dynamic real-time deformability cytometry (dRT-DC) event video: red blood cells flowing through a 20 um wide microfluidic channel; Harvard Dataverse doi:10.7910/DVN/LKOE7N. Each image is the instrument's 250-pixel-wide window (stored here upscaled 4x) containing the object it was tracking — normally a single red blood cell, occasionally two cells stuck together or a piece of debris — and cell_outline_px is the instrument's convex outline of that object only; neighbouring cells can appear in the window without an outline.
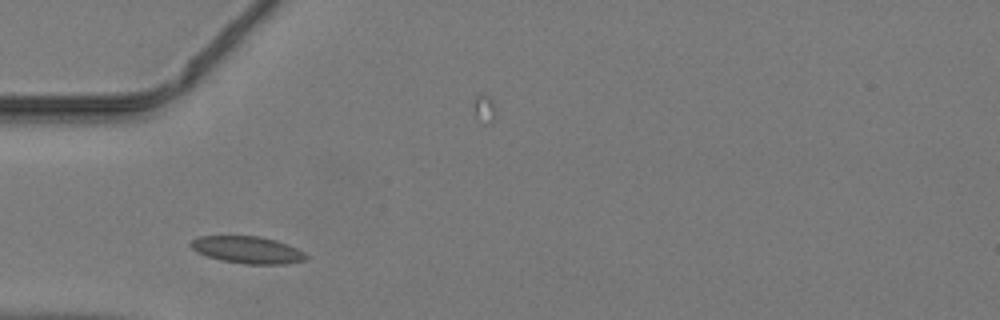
{"species": "common noctule bat (a hibernating species)", "species_latin": "Nyctalus noctula", "temperature_condition": "warm", "stored_images_in_passage": 38, "camera_frame_rate_fps": 3000, "um_per_image_px": 0.085, "animal": {"sex": "male", "body_mass_g": 19.2, "forearm_length_mm": 51.8}, "frame": {"image": 1, "passage_image": 5, "time_ms": 1.333, "image_size_px": [1000, 320], "cell_outline_px": [[308, 260], [288, 264], [244, 264], [220, 260], [196, 252], [188, 244], [192, 240], [200, 236], [260, 236], [276, 240], [288, 244], [304, 252], [308, 256]], "centroid_in_image_um": [21.07, 21.24], "position_along_channel_um": 63.9, "area_um2": 18.38}}
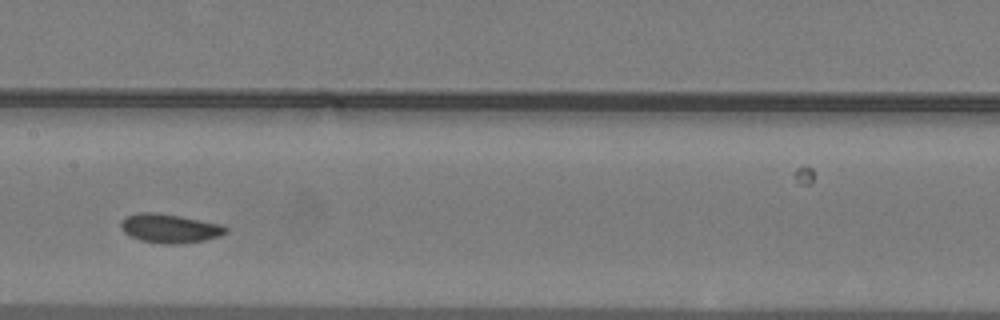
{"frame": {"image": 2, "passage_image": 14, "time_ms": 4.333, "image_size_px": [1000, 320], "cell_outline_px": [[228, 232], [220, 236], [204, 240], [180, 244], [164, 244], [140, 240], [124, 232], [120, 228], [120, 220], [124, 216], [136, 212], [156, 212], [180, 216], [220, 224], [228, 228]], "centroid_in_image_um": [14.39, 19.4], "position_along_channel_um": 193.0, "area_um2": 17.86}}
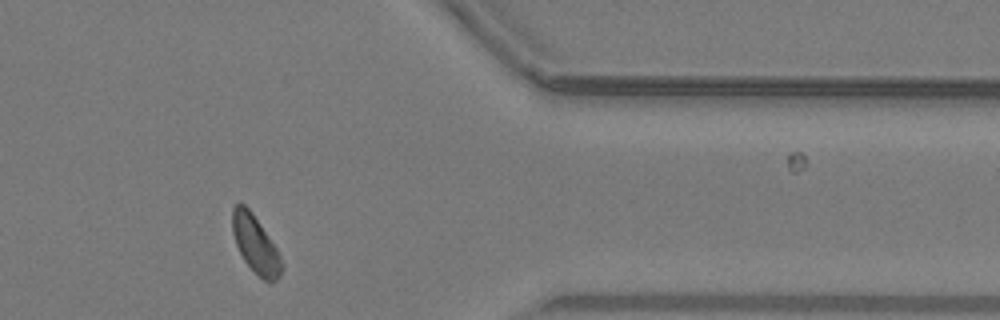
{"frame": {"image": 3, "passage_image": 29, "time_ms": 9.333, "image_size_px": [1000, 320], "cell_outline_px": [[284, 268], [280, 276], [272, 284], [264, 280], [244, 260], [236, 244], [232, 232], [232, 208], [236, 204], [244, 204], [252, 212], [276, 248], [284, 264]], "centroid_in_image_um": [21.73, 20.79], "position_along_channel_um": 389.7, "area_um2": 16.36}}